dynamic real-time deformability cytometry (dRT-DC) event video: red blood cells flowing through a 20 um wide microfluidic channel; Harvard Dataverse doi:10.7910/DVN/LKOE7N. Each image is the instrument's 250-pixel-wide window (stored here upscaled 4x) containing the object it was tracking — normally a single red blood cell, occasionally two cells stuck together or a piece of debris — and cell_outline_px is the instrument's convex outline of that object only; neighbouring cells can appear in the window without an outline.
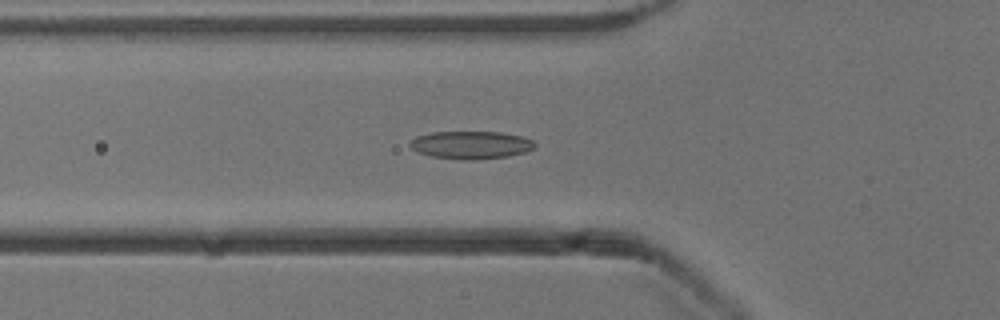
{"species": "common noctule bat (a hibernating species)", "species_latin": "Nyctalus noctula", "temperature_condition": "cold", "stored_images_in_passage": 53, "camera_frame_rate_fps": 3000, "um_per_image_px": 0.085, "animal": {"sex": "male", "body_mass_g": 13.3}, "frame": {"image": 1, "passage_image": 19, "time_ms": 6.0, "image_size_px": [1000, 320], "cell_outline_px": [[536, 148], [524, 152], [508, 156], [476, 160], [464, 160], [432, 156], [416, 152], [408, 144], [416, 136], [432, 132], [500, 132], [524, 136], [532, 140], [536, 144]], "centroid_in_image_um": [40.05, 12.32], "position_along_channel_um": 85.8, "area_um2": 20.35}}
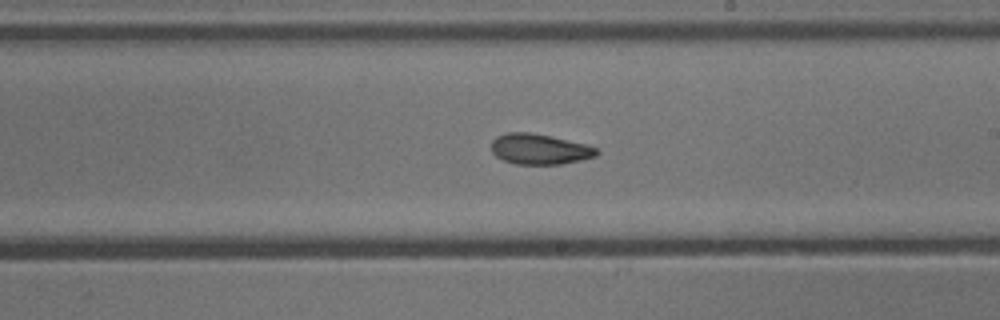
{"frame": {"image": 2, "passage_image": 31, "time_ms": 10.0, "image_size_px": [1000, 320], "cell_outline_px": [[600, 152], [596, 156], [580, 160], [560, 164], [516, 164], [504, 160], [496, 156], [492, 152], [492, 140], [496, 136], [508, 132], [528, 132], [588, 144], [596, 148]], "centroid_in_image_um": [45.86, 12.67], "position_along_channel_um": 243.1, "area_um2": 18.61}}
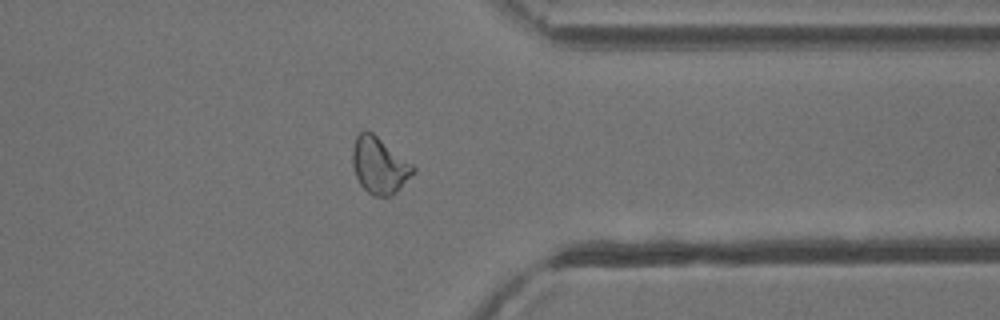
{"frame": {"image": 3, "passage_image": 42, "time_ms": 13.667, "image_size_px": [1000, 320], "cell_outline_px": [[416, 172], [392, 196], [372, 196], [360, 184], [356, 176], [352, 164], [352, 148], [356, 136], [364, 128], [368, 128], [412, 164], [416, 168]], "centroid_in_image_um": [32.24, 14.04], "position_along_channel_um": 379.2, "area_um2": 20.17}, "authors_computed_cell_mechanics": {"area_um2": 19.7098, "velocity_mm_per_s": 3.9162, "shape_relaxation_time_tau1_ms": 5.3442, "shape_relaxation_time_tau2_ms": 3.481, "deformation_change_tau1": 0.16, "deformation_change_tau2": 0.1055}}